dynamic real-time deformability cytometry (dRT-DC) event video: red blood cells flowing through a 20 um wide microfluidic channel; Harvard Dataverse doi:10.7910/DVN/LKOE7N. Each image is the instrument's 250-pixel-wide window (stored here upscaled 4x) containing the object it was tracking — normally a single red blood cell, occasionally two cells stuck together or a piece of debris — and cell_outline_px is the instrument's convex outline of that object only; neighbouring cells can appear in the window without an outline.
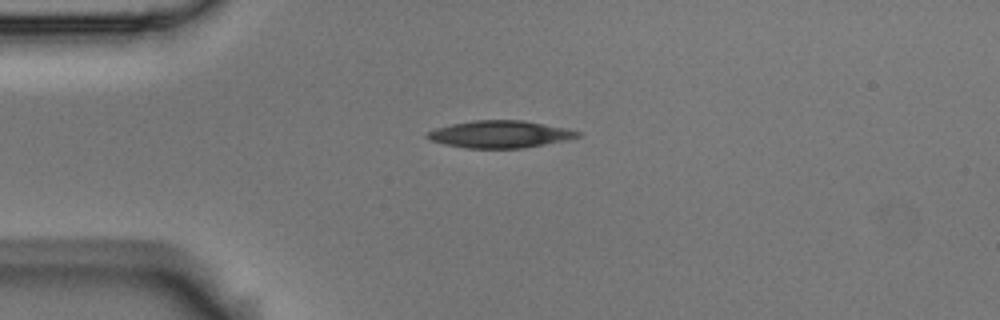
{"species": "Egyptian fruit bat (a non-hibernating species)", "species_latin": "Rousettus aegyptiacus", "temperature_condition": "room temperature", "stored_images_in_passage": 3, "camera_frame_rate_fps": 3000, "um_per_image_px": 0.085, "animal": {"sex": "male"}, "frame": {"image": 1, "passage_image": 1, "time_ms": 0.0, "image_size_px": [1000, 320], "cell_outline_px": [[580, 136], [568, 140], [520, 148], [464, 148], [444, 144], [428, 140], [424, 136], [428, 132], [436, 128], [452, 124], [472, 120], [524, 120], [568, 128], [580, 132]], "centroid_in_image_um": [42.48, 11.4], "position_along_channel_um": 42.5, "area_um2": 23.93}}
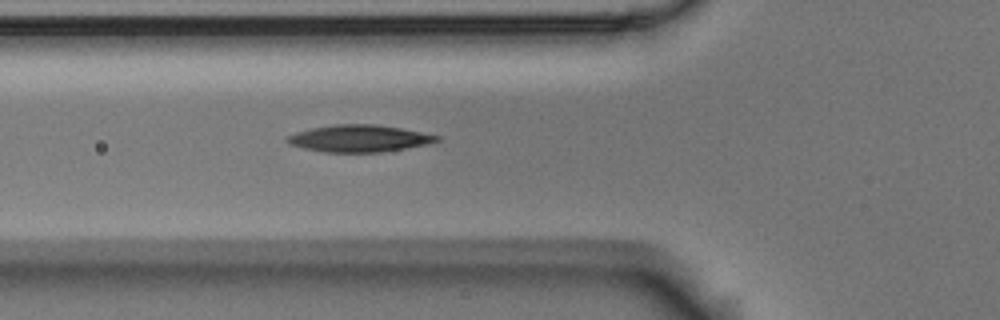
{"frame": {"image": 2, "passage_image": 3, "time_ms": 0.667, "image_size_px": [1000, 320], "cell_outline_px": [[440, 140], [432, 144], [380, 152], [324, 152], [304, 148], [288, 144], [284, 140], [288, 136], [296, 132], [312, 128], [336, 124], [376, 124], [400, 128], [440, 136]], "centroid_in_image_um": [30.54, 11.77], "position_along_channel_um": 95.3, "area_um2": 23.52}}